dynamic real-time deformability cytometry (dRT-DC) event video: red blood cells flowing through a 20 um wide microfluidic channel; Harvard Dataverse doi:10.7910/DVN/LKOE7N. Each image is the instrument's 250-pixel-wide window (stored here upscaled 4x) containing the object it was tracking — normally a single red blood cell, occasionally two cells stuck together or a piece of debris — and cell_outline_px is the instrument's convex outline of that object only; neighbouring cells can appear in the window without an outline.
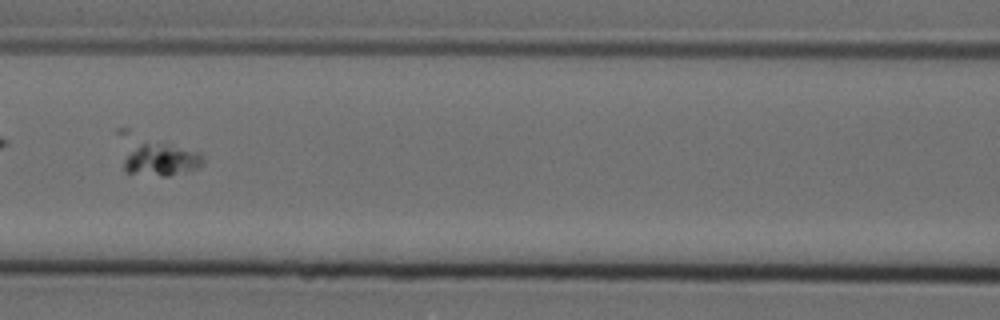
{"species": "Egyptian fruit bat (a non-hibernating species)", "species_latin": "Rousettus aegyptiacus", "temperature_condition": "cold", "stored_images_in_passage": 5, "camera_frame_rate_fps": 3000, "um_per_image_px": 0.085, "animal": {"sex": "female"}, "frame": {"image": 1, "passage_image": 4, "time_ms": 1.0, "image_size_px": [1000, 320], "cell_outline_px": [[204, 164], [200, 168], [168, 176], [160, 176], [124, 172], [124, 160], [140, 144], [160, 144], [200, 152], [204, 160]], "centroid_in_image_um": [13.78, 13.63], "position_along_channel_um": 152.8, "area_um2": 14.33}}
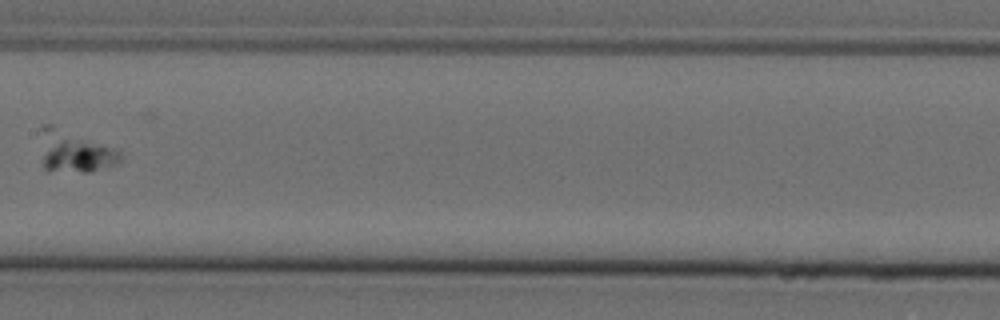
{"frame": {"image": 2, "passage_image": 5, "time_ms": 1.333, "image_size_px": [1000, 320], "cell_outline_px": [[124, 156], [116, 164], [88, 172], [48, 172], [44, 168], [44, 156], [60, 140], [64, 140], [120, 148]], "centroid_in_image_um": [6.83, 13.36], "position_along_channel_um": 200.6, "area_um2": 14.05}}